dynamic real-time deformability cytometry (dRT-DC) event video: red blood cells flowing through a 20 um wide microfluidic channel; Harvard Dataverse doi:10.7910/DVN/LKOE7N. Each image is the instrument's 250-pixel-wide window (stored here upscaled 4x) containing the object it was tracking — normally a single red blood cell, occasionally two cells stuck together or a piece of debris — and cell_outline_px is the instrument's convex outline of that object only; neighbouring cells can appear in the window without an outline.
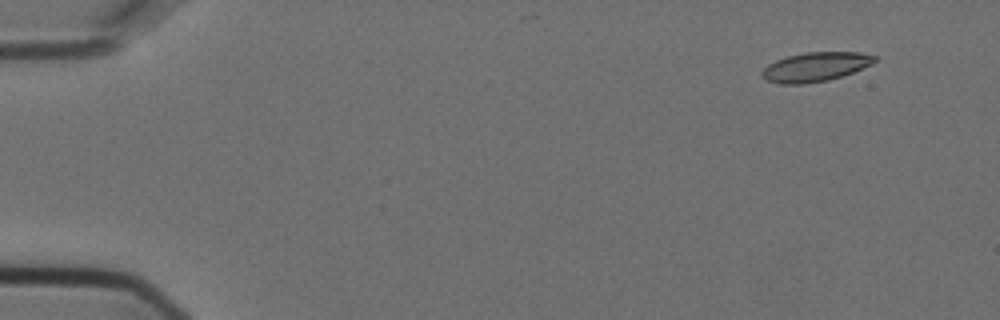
{"species": "Egyptian fruit bat (a non-hibernating species)", "species_latin": "Rousettus aegyptiacus", "temperature_condition": "cold", "stored_images_in_passage": 7, "camera_frame_rate_fps": 3000, "um_per_image_px": 0.085, "animal": {"sex": "female"}, "frame": {"image": 1, "passage_image": 2, "time_ms": 0.333, "image_size_px": [1000, 320], "cell_outline_px": [[876, 60], [872, 64], [852, 72], [828, 80], [804, 84], [780, 84], [768, 80], [760, 76], [760, 72], [768, 64], [776, 60], [788, 56], [804, 52], [860, 52], [876, 56]], "centroid_in_image_um": [69.28, 5.68], "position_along_channel_um": 15.7, "area_um2": 19.13}}